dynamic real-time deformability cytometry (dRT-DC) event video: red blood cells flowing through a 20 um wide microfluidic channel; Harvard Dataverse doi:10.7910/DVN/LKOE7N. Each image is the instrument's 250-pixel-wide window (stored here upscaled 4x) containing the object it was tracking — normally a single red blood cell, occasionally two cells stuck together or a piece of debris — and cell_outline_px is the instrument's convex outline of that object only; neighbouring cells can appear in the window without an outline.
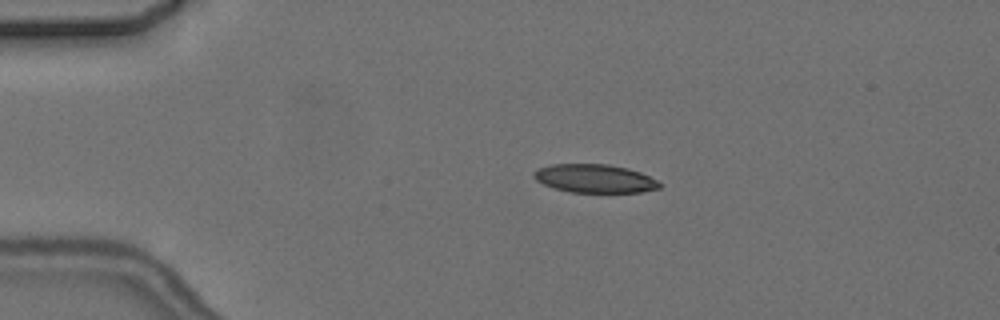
{"species": "common noctule bat (a hibernating species)", "species_latin": "Nyctalus noctula", "temperature_condition": "cold", "stored_images_in_passage": 3, "camera_frame_rate_fps": 3000, "um_per_image_px": 0.085, "animal": {"sex": "female", "body_mass_g": 24.6, "forearm_length_mm": 56.2}, "frame": {"image": 1, "passage_image": 1, "time_ms": 0.0, "image_size_px": [1000, 320], "cell_outline_px": [[660, 188], [640, 192], [572, 192], [556, 188], [544, 184], [536, 180], [532, 176], [532, 172], [540, 168], [552, 164], [608, 164], [628, 168], [640, 172], [656, 180], [660, 184]], "centroid_in_image_um": [50.54, 15.16], "position_along_channel_um": 34.5, "area_um2": 20.63}}
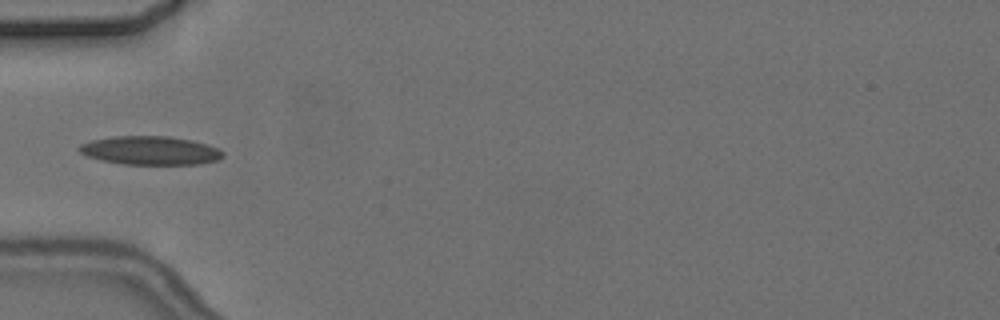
{"frame": {"image": 2, "passage_image": 3, "time_ms": 2.333, "image_size_px": [1000, 320], "cell_outline_px": [[224, 156], [220, 160], [200, 164], [124, 164], [100, 160], [88, 156], [80, 152], [76, 148], [80, 144], [92, 140], [112, 136], [168, 136], [192, 140], [216, 148], [224, 152]], "centroid_in_image_um": [12.76, 12.79], "position_along_channel_um": 72.2, "area_um2": 23.99}}